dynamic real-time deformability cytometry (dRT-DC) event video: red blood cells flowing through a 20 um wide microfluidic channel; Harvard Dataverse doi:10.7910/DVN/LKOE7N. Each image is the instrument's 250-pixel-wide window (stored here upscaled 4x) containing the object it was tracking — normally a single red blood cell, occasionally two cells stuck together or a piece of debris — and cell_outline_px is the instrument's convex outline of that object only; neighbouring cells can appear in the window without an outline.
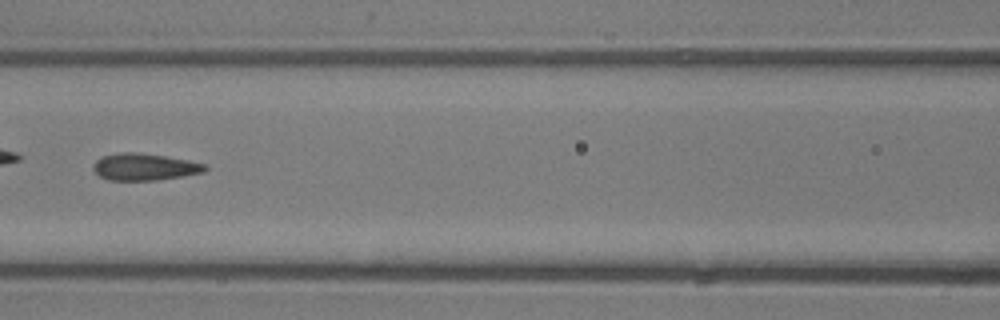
{"species": "common noctule bat (a hibernating species)", "species_latin": "Nyctalus noctula", "temperature_condition": "room temperature", "stored_images_in_passage": 48, "camera_frame_rate_fps": 3000, "um_per_image_px": 0.085, "animal": {"sex": "male", "body_mass_g": 13.3}, "frame": {"image": 1, "passage_image": 21, "time_ms": 6.667, "image_size_px": [1000, 320], "cell_outline_px": [[208, 168], [204, 172], [184, 176], [156, 180], [108, 180], [100, 176], [92, 168], [92, 164], [96, 160], [104, 156], [124, 152], [136, 152], [164, 156], [188, 160], [204, 164]], "centroid_in_image_um": [12.28, 14.19], "position_along_channel_um": 154.3, "area_um2": 17.4}}
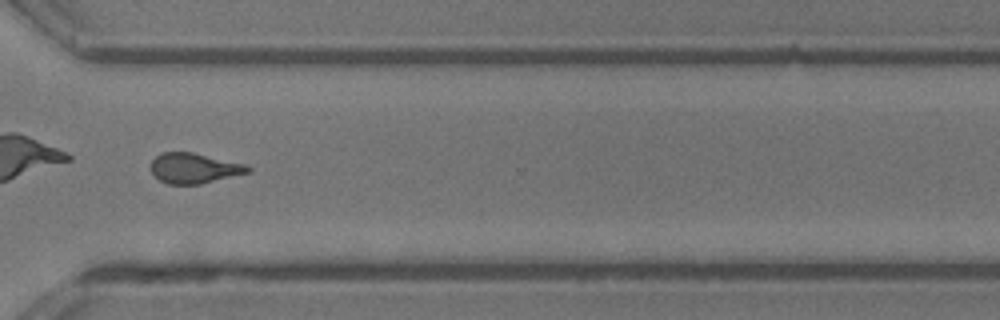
{"frame": {"image": 2, "passage_image": 35, "time_ms": 11.333, "image_size_px": [1000, 320], "cell_outline_px": [[252, 172], [200, 184], [168, 184], [160, 180], [148, 168], [152, 160], [160, 152], [192, 152], [248, 164], [252, 168]], "centroid_in_image_um": [16.53, 14.29], "position_along_channel_um": 354.1, "area_um2": 17.4}}
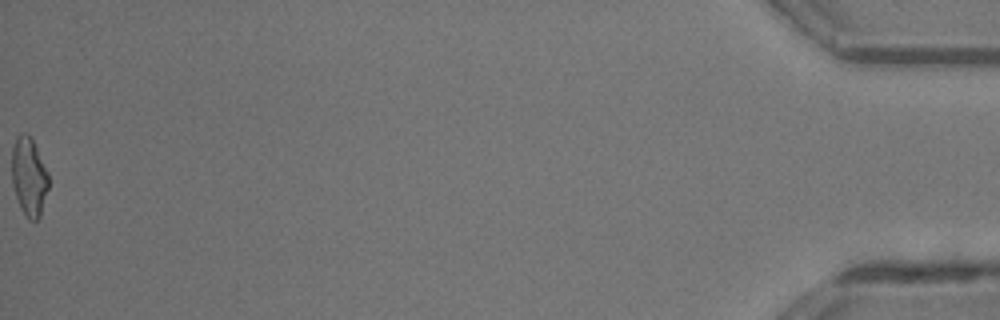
{"frame": {"image": 3, "passage_image": 48, "time_ms": 15.667, "image_size_px": [1000, 320], "cell_outline_px": [[48, 188], [40, 216], [36, 220], [28, 220], [20, 208], [12, 184], [12, 148], [16, 136], [20, 132], [28, 132], [32, 136], [48, 172]], "centroid_in_image_um": [2.46, 14.96], "position_along_channel_um": 432.7, "area_um2": 17.11}, "authors_computed_cell_mechanics": {"area_um2": 17.3978, "velocity_mm_per_s": 4.2931, "shape_relaxation_time_tau1_ms": 5.0675, "shape_relaxation_time_tau2_ms": 1.8343, "deformation_change_tau1": 0.1483, "deformation_change_tau2": 0.0905}}